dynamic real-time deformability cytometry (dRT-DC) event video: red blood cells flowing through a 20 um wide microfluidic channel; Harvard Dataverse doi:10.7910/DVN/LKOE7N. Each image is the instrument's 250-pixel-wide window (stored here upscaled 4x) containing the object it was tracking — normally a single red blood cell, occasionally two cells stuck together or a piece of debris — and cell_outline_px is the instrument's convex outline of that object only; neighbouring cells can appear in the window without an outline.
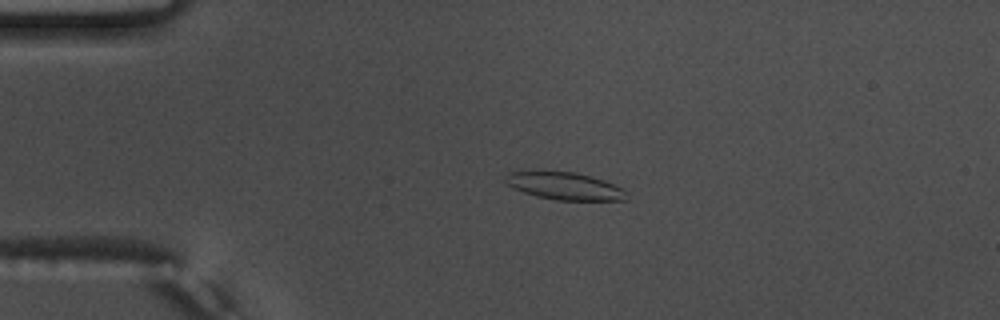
{"species": "common noctule bat (a hibernating species)", "species_latin": "Nyctalus noctula", "temperature_condition": "warm", "stored_images_in_passage": 55, "camera_frame_rate_fps": 3000, "um_per_image_px": 0.085, "animal": {"sex": "male", "body_mass_g": 17.5, "forearm_length_mm": 52.3}, "frame": {"image": 1, "passage_image": 13, "time_ms": 4.0, "image_size_px": [1000, 320], "cell_outline_px": [[628, 200], [556, 200], [536, 196], [512, 188], [504, 184], [504, 180], [508, 172], [576, 172], [592, 176], [604, 180], [628, 192]], "centroid_in_image_um": [48.0, 15.82], "position_along_channel_um": 37.0, "area_um2": 19.31}}
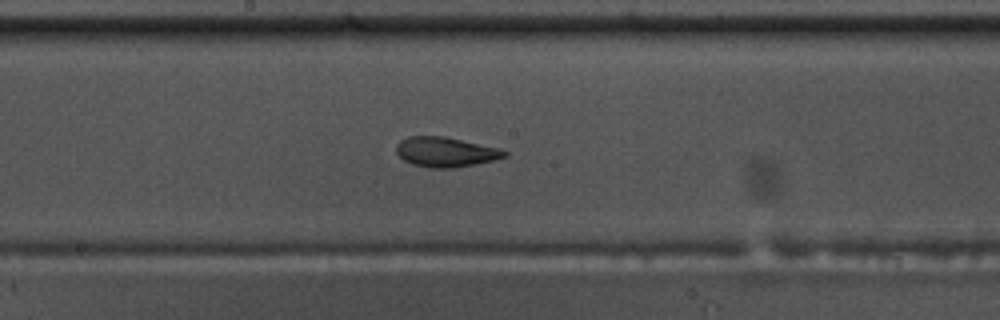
{"frame": {"image": 2, "passage_image": 30, "time_ms": 9.667, "image_size_px": [1000, 320], "cell_outline_px": [[508, 156], [492, 160], [452, 168], [428, 168], [412, 164], [404, 160], [396, 152], [396, 144], [400, 140], [408, 136], [444, 136], [500, 148], [508, 152]], "centroid_in_image_um": [37.85, 12.91], "position_along_channel_um": 210.3, "area_um2": 18.79}}
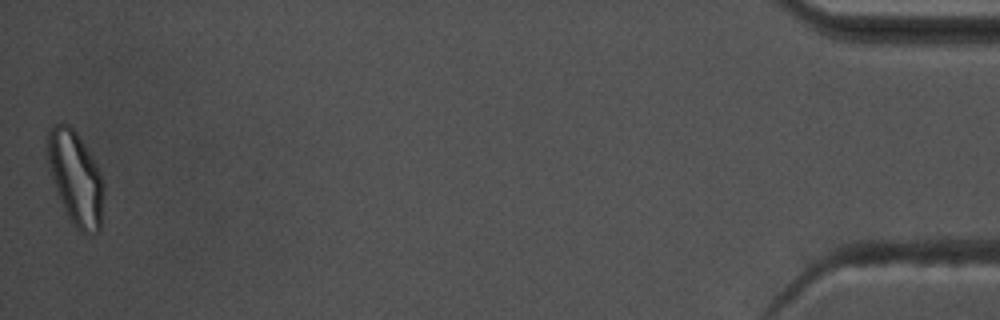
{"frame": {"image": 3, "passage_image": 55, "time_ms": 18.0, "image_size_px": [1000, 320], "cell_outline_px": [[104, 188], [100, 228], [96, 232], [88, 236], [80, 232], [72, 224], [64, 208], [52, 176], [48, 160], [48, 128], [52, 124], [68, 124], [76, 132], [100, 172], [104, 184]], "centroid_in_image_um": [6.44, 15.17], "position_along_channel_um": 428.8, "area_um2": 30.0}, "authors_computed_cell_mechanics": {"area_um2": 20.1144, "velocity_mm_per_s": 3.7444, "shape_relaxation_time_tau1_ms": 6.1671, "shape_relaxation_time_tau2_ms": 1.7596, "deformation_change_tau1": 0.2004, "deformation_change_tau2": 0.0926}}